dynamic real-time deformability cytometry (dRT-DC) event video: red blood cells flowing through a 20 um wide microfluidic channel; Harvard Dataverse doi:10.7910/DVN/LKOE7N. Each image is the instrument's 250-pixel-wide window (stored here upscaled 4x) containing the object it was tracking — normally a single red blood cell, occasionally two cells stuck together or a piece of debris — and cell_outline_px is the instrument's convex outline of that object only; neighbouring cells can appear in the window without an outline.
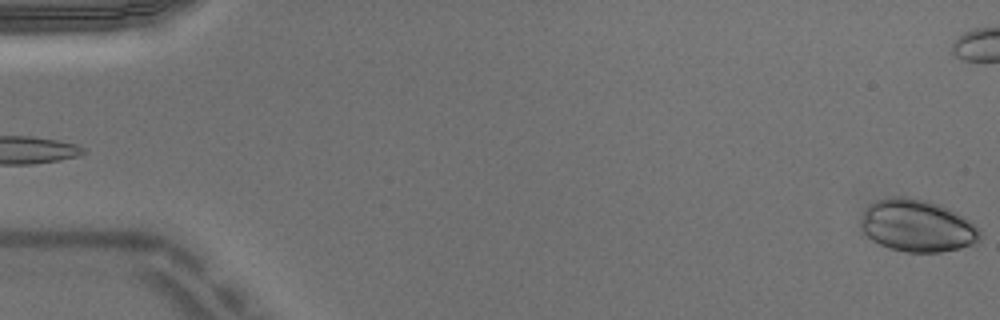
{"species": "Egyptian fruit bat (a non-hibernating species)", "species_latin": "Rousettus aegyptiacus", "temperature_condition": "warm", "stored_images_in_passage": 4, "camera_frame_rate_fps": 3000, "um_per_image_px": 0.085, "animal": {"sex": "male"}, "frame": {"image": 1, "passage_image": 4, "time_ms": 1.0, "image_size_px": [1000, 320], "cell_outline_px": [[980, 240], [976, 244], [960, 248], [940, 252], [904, 252], [880, 244], [872, 240], [860, 232], [860, 220], [864, 208], [868, 204], [876, 200], [896, 196], [928, 200], [948, 208], [956, 212], [980, 228]], "centroid_in_image_um": [77.93, 19.19], "position_along_channel_um": 7.1, "area_um2": 36.59}}